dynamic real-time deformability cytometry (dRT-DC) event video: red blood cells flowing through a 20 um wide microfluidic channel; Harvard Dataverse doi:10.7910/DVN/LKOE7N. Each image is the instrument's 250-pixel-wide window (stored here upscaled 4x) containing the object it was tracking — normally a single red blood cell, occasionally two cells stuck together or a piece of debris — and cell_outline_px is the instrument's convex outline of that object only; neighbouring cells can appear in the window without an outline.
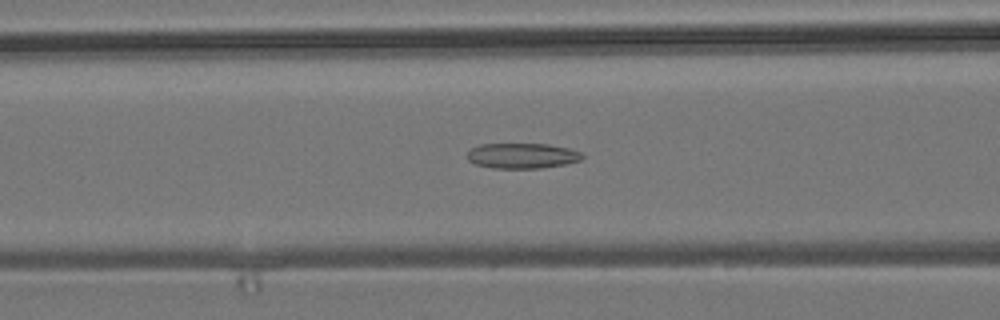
{"species": "common noctule bat (a hibernating species)", "species_latin": "Nyctalus noctula", "temperature_condition": "room temperature", "stored_images_in_passage": 53, "camera_frame_rate_fps": 3000, "um_per_image_px": 0.085, "animal": {"sex": "male", "body_mass_g": 19.2, "forearm_length_mm": 51.8}, "frame": {"image": 1, "passage_image": 21, "time_ms": 6.667, "image_size_px": [1000, 320], "cell_outline_px": [[584, 156], [580, 160], [564, 164], [540, 168], [492, 168], [476, 164], [468, 160], [468, 152], [472, 148], [480, 144], [548, 144], [568, 148], [584, 152]], "centroid_in_image_um": [44.41, 13.23], "position_along_channel_um": 122.2, "area_um2": 16.94}}
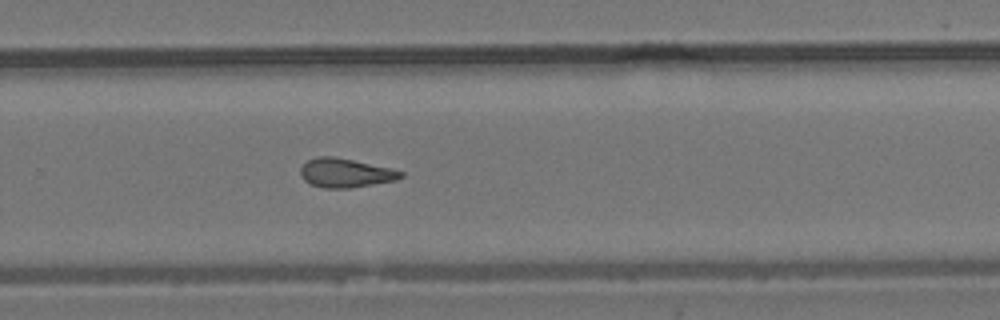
{"frame": {"image": 2, "passage_image": 35, "time_ms": 11.333, "image_size_px": [1000, 320], "cell_outline_px": [[404, 176], [396, 180], [348, 188], [324, 188], [312, 184], [304, 180], [300, 176], [300, 168], [308, 160], [316, 156], [332, 156], [392, 168], [404, 172]], "centroid_in_image_um": [29.36, 14.69], "position_along_channel_um": 300.4, "area_um2": 16.88}}
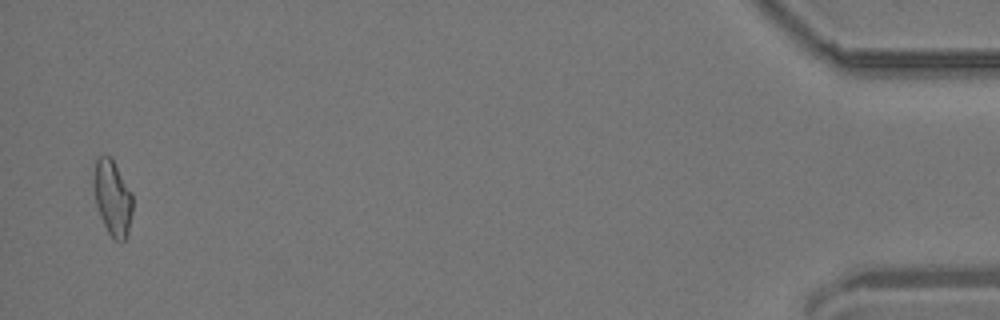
{"frame": {"image": 3, "passage_image": 52, "time_ms": 17.0, "image_size_px": [1000, 320], "cell_outline_px": [[132, 212], [128, 232], [124, 240], [116, 240], [108, 232], [100, 216], [96, 204], [96, 160], [100, 156], [112, 156], [132, 192]], "centroid_in_image_um": [9.62, 16.81], "position_along_channel_um": 425.6, "area_um2": 16.53}, "authors_computed_cell_mechanics": {"area_um2": 16.9354, "velocity_mm_per_s": 3.8235, "shape_relaxation_time_tau1_ms": null, "shape_relaxation_time_tau2_ms": 2.9707, "deformation_change_tau1": null, "deformation_change_tau2": 0.1125}}